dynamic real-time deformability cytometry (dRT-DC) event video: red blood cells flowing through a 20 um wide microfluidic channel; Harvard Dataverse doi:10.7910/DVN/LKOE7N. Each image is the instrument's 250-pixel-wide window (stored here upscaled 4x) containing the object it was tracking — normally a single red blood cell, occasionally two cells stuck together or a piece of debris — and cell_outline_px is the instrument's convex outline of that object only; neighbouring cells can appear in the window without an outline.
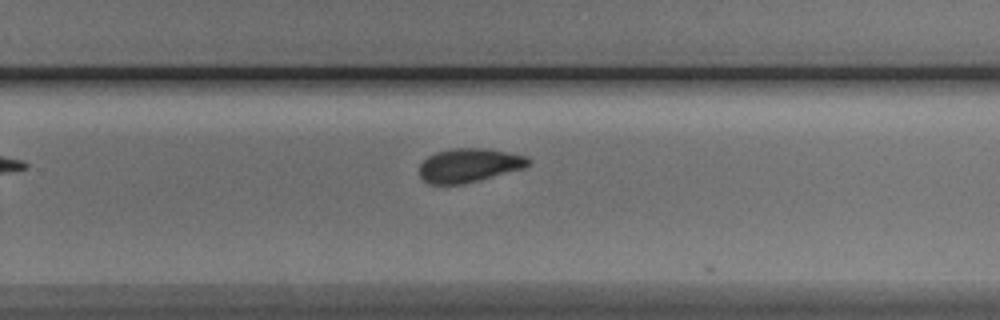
{"species": "Egyptian fruit bat (a non-hibernating species)", "species_latin": "Rousettus aegyptiacus", "temperature_condition": "cold", "stored_images_in_passage": 8, "camera_frame_rate_fps": 3000, "um_per_image_px": 0.085, "animal": {"sex": "male"}, "frame": {"image": 1, "passage_image": 8, "time_ms": 8.333, "image_size_px": [1000, 320], "cell_outline_px": [[532, 164], [528, 168], [460, 184], [428, 184], [420, 176], [420, 164], [428, 156], [436, 152], [452, 148], [488, 148], [528, 156], [532, 160]], "centroid_in_image_um": [39.95, 14.03], "position_along_channel_um": 289.9, "area_um2": 21.73}}